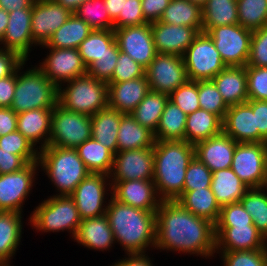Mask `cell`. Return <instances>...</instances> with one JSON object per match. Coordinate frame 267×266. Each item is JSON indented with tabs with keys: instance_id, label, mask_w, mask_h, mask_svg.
<instances>
[{
	"instance_id": "6da1fadb",
	"label": "cell",
	"mask_w": 267,
	"mask_h": 266,
	"mask_svg": "<svg viewBox=\"0 0 267 266\" xmlns=\"http://www.w3.org/2000/svg\"><path fill=\"white\" fill-rule=\"evenodd\" d=\"M155 249L211 259L216 257L215 225L176 200H162L156 211Z\"/></svg>"
},
{
	"instance_id": "7a4b0ae2",
	"label": "cell",
	"mask_w": 267,
	"mask_h": 266,
	"mask_svg": "<svg viewBox=\"0 0 267 266\" xmlns=\"http://www.w3.org/2000/svg\"><path fill=\"white\" fill-rule=\"evenodd\" d=\"M105 215L115 242L122 246L125 256L146 254V250L155 249L156 212L134 208L110 196Z\"/></svg>"
},
{
	"instance_id": "3957f363",
	"label": "cell",
	"mask_w": 267,
	"mask_h": 266,
	"mask_svg": "<svg viewBox=\"0 0 267 266\" xmlns=\"http://www.w3.org/2000/svg\"><path fill=\"white\" fill-rule=\"evenodd\" d=\"M154 176L158 196L176 200L184 188L185 174L195 156V147L185 140L155 141Z\"/></svg>"
},
{
	"instance_id": "277c9868",
	"label": "cell",
	"mask_w": 267,
	"mask_h": 266,
	"mask_svg": "<svg viewBox=\"0 0 267 266\" xmlns=\"http://www.w3.org/2000/svg\"><path fill=\"white\" fill-rule=\"evenodd\" d=\"M38 163L54 184L57 196H69L90 173L75 148L48 145L39 151Z\"/></svg>"
},
{
	"instance_id": "5b68a950",
	"label": "cell",
	"mask_w": 267,
	"mask_h": 266,
	"mask_svg": "<svg viewBox=\"0 0 267 266\" xmlns=\"http://www.w3.org/2000/svg\"><path fill=\"white\" fill-rule=\"evenodd\" d=\"M26 62L16 71L11 108L17 114L35 109H53L58 104V88L36 65L24 71Z\"/></svg>"
},
{
	"instance_id": "8992f818",
	"label": "cell",
	"mask_w": 267,
	"mask_h": 266,
	"mask_svg": "<svg viewBox=\"0 0 267 266\" xmlns=\"http://www.w3.org/2000/svg\"><path fill=\"white\" fill-rule=\"evenodd\" d=\"M30 227L37 232L70 233L74 239L82 219L75 202L70 196L50 195L31 212Z\"/></svg>"
},
{
	"instance_id": "52a82bcc",
	"label": "cell",
	"mask_w": 267,
	"mask_h": 266,
	"mask_svg": "<svg viewBox=\"0 0 267 266\" xmlns=\"http://www.w3.org/2000/svg\"><path fill=\"white\" fill-rule=\"evenodd\" d=\"M58 104L65 110L93 116L108 107V84L89 74L76 77L58 88Z\"/></svg>"
},
{
	"instance_id": "ba28073f",
	"label": "cell",
	"mask_w": 267,
	"mask_h": 266,
	"mask_svg": "<svg viewBox=\"0 0 267 266\" xmlns=\"http://www.w3.org/2000/svg\"><path fill=\"white\" fill-rule=\"evenodd\" d=\"M188 80H212L226 65L213 40L200 32L183 54Z\"/></svg>"
},
{
	"instance_id": "9c48e42d",
	"label": "cell",
	"mask_w": 267,
	"mask_h": 266,
	"mask_svg": "<svg viewBox=\"0 0 267 266\" xmlns=\"http://www.w3.org/2000/svg\"><path fill=\"white\" fill-rule=\"evenodd\" d=\"M91 137V116L65 110L59 104L53 108L48 145L76 148Z\"/></svg>"
},
{
	"instance_id": "30bf717a",
	"label": "cell",
	"mask_w": 267,
	"mask_h": 266,
	"mask_svg": "<svg viewBox=\"0 0 267 266\" xmlns=\"http://www.w3.org/2000/svg\"><path fill=\"white\" fill-rule=\"evenodd\" d=\"M231 169L249 188L267 186V143H237Z\"/></svg>"
},
{
	"instance_id": "8fae6325",
	"label": "cell",
	"mask_w": 267,
	"mask_h": 266,
	"mask_svg": "<svg viewBox=\"0 0 267 266\" xmlns=\"http://www.w3.org/2000/svg\"><path fill=\"white\" fill-rule=\"evenodd\" d=\"M109 195L112 196L110 177L106 174L89 173L69 196L84 220L105 215Z\"/></svg>"
},
{
	"instance_id": "7c38bea8",
	"label": "cell",
	"mask_w": 267,
	"mask_h": 266,
	"mask_svg": "<svg viewBox=\"0 0 267 266\" xmlns=\"http://www.w3.org/2000/svg\"><path fill=\"white\" fill-rule=\"evenodd\" d=\"M252 33L240 24L213 27L207 32L226 66L247 65Z\"/></svg>"
},
{
	"instance_id": "4fadbf2b",
	"label": "cell",
	"mask_w": 267,
	"mask_h": 266,
	"mask_svg": "<svg viewBox=\"0 0 267 266\" xmlns=\"http://www.w3.org/2000/svg\"><path fill=\"white\" fill-rule=\"evenodd\" d=\"M38 162L28 163L19 171L0 174V211L22 213L24 202L35 187Z\"/></svg>"
},
{
	"instance_id": "5bb4252c",
	"label": "cell",
	"mask_w": 267,
	"mask_h": 266,
	"mask_svg": "<svg viewBox=\"0 0 267 266\" xmlns=\"http://www.w3.org/2000/svg\"><path fill=\"white\" fill-rule=\"evenodd\" d=\"M43 48L49 49V53L36 66L57 88L76 77L87 74V67L78 49Z\"/></svg>"
},
{
	"instance_id": "9a60e30c",
	"label": "cell",
	"mask_w": 267,
	"mask_h": 266,
	"mask_svg": "<svg viewBox=\"0 0 267 266\" xmlns=\"http://www.w3.org/2000/svg\"><path fill=\"white\" fill-rule=\"evenodd\" d=\"M149 89L170 95L187 80L183 57L158 53L145 69Z\"/></svg>"
},
{
	"instance_id": "2e32d148",
	"label": "cell",
	"mask_w": 267,
	"mask_h": 266,
	"mask_svg": "<svg viewBox=\"0 0 267 266\" xmlns=\"http://www.w3.org/2000/svg\"><path fill=\"white\" fill-rule=\"evenodd\" d=\"M153 147L117 152L109 175L111 184L118 181L153 180Z\"/></svg>"
},
{
	"instance_id": "e0dca14e",
	"label": "cell",
	"mask_w": 267,
	"mask_h": 266,
	"mask_svg": "<svg viewBox=\"0 0 267 266\" xmlns=\"http://www.w3.org/2000/svg\"><path fill=\"white\" fill-rule=\"evenodd\" d=\"M115 39L122 51L145 69L158 54L150 23L114 29Z\"/></svg>"
},
{
	"instance_id": "ac0fdd59",
	"label": "cell",
	"mask_w": 267,
	"mask_h": 266,
	"mask_svg": "<svg viewBox=\"0 0 267 266\" xmlns=\"http://www.w3.org/2000/svg\"><path fill=\"white\" fill-rule=\"evenodd\" d=\"M68 9L54 0L36 1L32 7L31 30L33 42L42 46L72 15Z\"/></svg>"
},
{
	"instance_id": "d6986e66",
	"label": "cell",
	"mask_w": 267,
	"mask_h": 266,
	"mask_svg": "<svg viewBox=\"0 0 267 266\" xmlns=\"http://www.w3.org/2000/svg\"><path fill=\"white\" fill-rule=\"evenodd\" d=\"M8 13V25L0 41V48L16 52L28 61L32 47H37L32 38V7L17 9Z\"/></svg>"
},
{
	"instance_id": "ffe728a7",
	"label": "cell",
	"mask_w": 267,
	"mask_h": 266,
	"mask_svg": "<svg viewBox=\"0 0 267 266\" xmlns=\"http://www.w3.org/2000/svg\"><path fill=\"white\" fill-rule=\"evenodd\" d=\"M112 197L126 205L156 212L162 199L153 180H129L112 183Z\"/></svg>"
},
{
	"instance_id": "44dd1931",
	"label": "cell",
	"mask_w": 267,
	"mask_h": 266,
	"mask_svg": "<svg viewBox=\"0 0 267 266\" xmlns=\"http://www.w3.org/2000/svg\"><path fill=\"white\" fill-rule=\"evenodd\" d=\"M267 249V242L254 225L215 226V251Z\"/></svg>"
},
{
	"instance_id": "7402d4cb",
	"label": "cell",
	"mask_w": 267,
	"mask_h": 266,
	"mask_svg": "<svg viewBox=\"0 0 267 266\" xmlns=\"http://www.w3.org/2000/svg\"><path fill=\"white\" fill-rule=\"evenodd\" d=\"M154 44L160 54L183 56L202 28L166 24L161 21L150 23Z\"/></svg>"
},
{
	"instance_id": "603a6c76",
	"label": "cell",
	"mask_w": 267,
	"mask_h": 266,
	"mask_svg": "<svg viewBox=\"0 0 267 266\" xmlns=\"http://www.w3.org/2000/svg\"><path fill=\"white\" fill-rule=\"evenodd\" d=\"M236 144V141L222 132L196 143L195 156L212 172L231 168Z\"/></svg>"
},
{
	"instance_id": "cb8c5ba5",
	"label": "cell",
	"mask_w": 267,
	"mask_h": 266,
	"mask_svg": "<svg viewBox=\"0 0 267 266\" xmlns=\"http://www.w3.org/2000/svg\"><path fill=\"white\" fill-rule=\"evenodd\" d=\"M222 132L237 143L259 142L252 108L247 103L229 106L222 122Z\"/></svg>"
},
{
	"instance_id": "d4e9b609",
	"label": "cell",
	"mask_w": 267,
	"mask_h": 266,
	"mask_svg": "<svg viewBox=\"0 0 267 266\" xmlns=\"http://www.w3.org/2000/svg\"><path fill=\"white\" fill-rule=\"evenodd\" d=\"M147 76L108 84V106L123 114H131L149 91Z\"/></svg>"
},
{
	"instance_id": "484cf974",
	"label": "cell",
	"mask_w": 267,
	"mask_h": 266,
	"mask_svg": "<svg viewBox=\"0 0 267 266\" xmlns=\"http://www.w3.org/2000/svg\"><path fill=\"white\" fill-rule=\"evenodd\" d=\"M52 112L53 109H35L17 114V130L39 151L49 144Z\"/></svg>"
},
{
	"instance_id": "4316f807",
	"label": "cell",
	"mask_w": 267,
	"mask_h": 266,
	"mask_svg": "<svg viewBox=\"0 0 267 266\" xmlns=\"http://www.w3.org/2000/svg\"><path fill=\"white\" fill-rule=\"evenodd\" d=\"M74 241L98 252L109 251L116 243L106 215L82 220Z\"/></svg>"
},
{
	"instance_id": "83f0119b",
	"label": "cell",
	"mask_w": 267,
	"mask_h": 266,
	"mask_svg": "<svg viewBox=\"0 0 267 266\" xmlns=\"http://www.w3.org/2000/svg\"><path fill=\"white\" fill-rule=\"evenodd\" d=\"M212 80L228 106L246 103L249 99L246 66H226Z\"/></svg>"
},
{
	"instance_id": "f1b7e54d",
	"label": "cell",
	"mask_w": 267,
	"mask_h": 266,
	"mask_svg": "<svg viewBox=\"0 0 267 266\" xmlns=\"http://www.w3.org/2000/svg\"><path fill=\"white\" fill-rule=\"evenodd\" d=\"M22 215L23 213L0 211V264H10L19 250L24 231Z\"/></svg>"
},
{
	"instance_id": "f546056e",
	"label": "cell",
	"mask_w": 267,
	"mask_h": 266,
	"mask_svg": "<svg viewBox=\"0 0 267 266\" xmlns=\"http://www.w3.org/2000/svg\"><path fill=\"white\" fill-rule=\"evenodd\" d=\"M123 113L109 106L91 116L92 138L108 148L114 155L118 152V129Z\"/></svg>"
},
{
	"instance_id": "4dcf8cb0",
	"label": "cell",
	"mask_w": 267,
	"mask_h": 266,
	"mask_svg": "<svg viewBox=\"0 0 267 266\" xmlns=\"http://www.w3.org/2000/svg\"><path fill=\"white\" fill-rule=\"evenodd\" d=\"M211 189L221 207L240 202L249 187L240 180L231 168L212 172Z\"/></svg>"
},
{
	"instance_id": "1f68e13d",
	"label": "cell",
	"mask_w": 267,
	"mask_h": 266,
	"mask_svg": "<svg viewBox=\"0 0 267 266\" xmlns=\"http://www.w3.org/2000/svg\"><path fill=\"white\" fill-rule=\"evenodd\" d=\"M154 132L140 125L131 114H123L118 129V152L154 147Z\"/></svg>"
},
{
	"instance_id": "d6a6232c",
	"label": "cell",
	"mask_w": 267,
	"mask_h": 266,
	"mask_svg": "<svg viewBox=\"0 0 267 266\" xmlns=\"http://www.w3.org/2000/svg\"><path fill=\"white\" fill-rule=\"evenodd\" d=\"M223 120L214 113L203 109L187 115L184 140L195 145L222 133Z\"/></svg>"
},
{
	"instance_id": "836d02e7",
	"label": "cell",
	"mask_w": 267,
	"mask_h": 266,
	"mask_svg": "<svg viewBox=\"0 0 267 266\" xmlns=\"http://www.w3.org/2000/svg\"><path fill=\"white\" fill-rule=\"evenodd\" d=\"M176 201L194 215L217 223L221 208L211 187L183 192Z\"/></svg>"
},
{
	"instance_id": "e575fe53",
	"label": "cell",
	"mask_w": 267,
	"mask_h": 266,
	"mask_svg": "<svg viewBox=\"0 0 267 266\" xmlns=\"http://www.w3.org/2000/svg\"><path fill=\"white\" fill-rule=\"evenodd\" d=\"M93 29L74 13L68 20L53 33L46 44L39 47L51 48H73L77 49L79 44L88 37Z\"/></svg>"
},
{
	"instance_id": "d590c367",
	"label": "cell",
	"mask_w": 267,
	"mask_h": 266,
	"mask_svg": "<svg viewBox=\"0 0 267 266\" xmlns=\"http://www.w3.org/2000/svg\"><path fill=\"white\" fill-rule=\"evenodd\" d=\"M239 24L237 0H207L202 7V32L213 27Z\"/></svg>"
},
{
	"instance_id": "8d00e7d4",
	"label": "cell",
	"mask_w": 267,
	"mask_h": 266,
	"mask_svg": "<svg viewBox=\"0 0 267 266\" xmlns=\"http://www.w3.org/2000/svg\"><path fill=\"white\" fill-rule=\"evenodd\" d=\"M76 151L90 173L110 175L114 154L94 138H89Z\"/></svg>"
},
{
	"instance_id": "74e56055",
	"label": "cell",
	"mask_w": 267,
	"mask_h": 266,
	"mask_svg": "<svg viewBox=\"0 0 267 266\" xmlns=\"http://www.w3.org/2000/svg\"><path fill=\"white\" fill-rule=\"evenodd\" d=\"M187 115L172 101L168 100L160 117L155 140H184Z\"/></svg>"
},
{
	"instance_id": "f35d334b",
	"label": "cell",
	"mask_w": 267,
	"mask_h": 266,
	"mask_svg": "<svg viewBox=\"0 0 267 266\" xmlns=\"http://www.w3.org/2000/svg\"><path fill=\"white\" fill-rule=\"evenodd\" d=\"M159 21L178 26L202 28V8L188 0H171Z\"/></svg>"
},
{
	"instance_id": "ab89813d",
	"label": "cell",
	"mask_w": 267,
	"mask_h": 266,
	"mask_svg": "<svg viewBox=\"0 0 267 266\" xmlns=\"http://www.w3.org/2000/svg\"><path fill=\"white\" fill-rule=\"evenodd\" d=\"M168 100V94L149 90L131 115L140 125L155 132Z\"/></svg>"
},
{
	"instance_id": "60d3db41",
	"label": "cell",
	"mask_w": 267,
	"mask_h": 266,
	"mask_svg": "<svg viewBox=\"0 0 267 266\" xmlns=\"http://www.w3.org/2000/svg\"><path fill=\"white\" fill-rule=\"evenodd\" d=\"M117 46L114 30H93L78 46L83 63L88 68L103 54Z\"/></svg>"
},
{
	"instance_id": "b9f144b4",
	"label": "cell",
	"mask_w": 267,
	"mask_h": 266,
	"mask_svg": "<svg viewBox=\"0 0 267 266\" xmlns=\"http://www.w3.org/2000/svg\"><path fill=\"white\" fill-rule=\"evenodd\" d=\"M245 211L251 215L254 226L267 235V186L249 188L240 200Z\"/></svg>"
},
{
	"instance_id": "7bdbcfd3",
	"label": "cell",
	"mask_w": 267,
	"mask_h": 266,
	"mask_svg": "<svg viewBox=\"0 0 267 266\" xmlns=\"http://www.w3.org/2000/svg\"><path fill=\"white\" fill-rule=\"evenodd\" d=\"M74 14L93 30H114V21L109 16L104 0H87Z\"/></svg>"
},
{
	"instance_id": "ee69618b",
	"label": "cell",
	"mask_w": 267,
	"mask_h": 266,
	"mask_svg": "<svg viewBox=\"0 0 267 266\" xmlns=\"http://www.w3.org/2000/svg\"><path fill=\"white\" fill-rule=\"evenodd\" d=\"M239 24L251 31L267 24V0H237Z\"/></svg>"
},
{
	"instance_id": "f6af8a7d",
	"label": "cell",
	"mask_w": 267,
	"mask_h": 266,
	"mask_svg": "<svg viewBox=\"0 0 267 266\" xmlns=\"http://www.w3.org/2000/svg\"><path fill=\"white\" fill-rule=\"evenodd\" d=\"M198 101L200 109L214 113L222 120L229 108L213 80L198 81Z\"/></svg>"
},
{
	"instance_id": "bcb514c9",
	"label": "cell",
	"mask_w": 267,
	"mask_h": 266,
	"mask_svg": "<svg viewBox=\"0 0 267 266\" xmlns=\"http://www.w3.org/2000/svg\"><path fill=\"white\" fill-rule=\"evenodd\" d=\"M0 151L21 155L28 163L38 162L39 150L18 130L0 137Z\"/></svg>"
},
{
	"instance_id": "7dc6e473",
	"label": "cell",
	"mask_w": 267,
	"mask_h": 266,
	"mask_svg": "<svg viewBox=\"0 0 267 266\" xmlns=\"http://www.w3.org/2000/svg\"><path fill=\"white\" fill-rule=\"evenodd\" d=\"M223 266H267V249L249 251H215Z\"/></svg>"
},
{
	"instance_id": "c3c4849f",
	"label": "cell",
	"mask_w": 267,
	"mask_h": 266,
	"mask_svg": "<svg viewBox=\"0 0 267 266\" xmlns=\"http://www.w3.org/2000/svg\"><path fill=\"white\" fill-rule=\"evenodd\" d=\"M169 100L186 115L200 109L198 101V81L187 80L169 95Z\"/></svg>"
},
{
	"instance_id": "681fc988",
	"label": "cell",
	"mask_w": 267,
	"mask_h": 266,
	"mask_svg": "<svg viewBox=\"0 0 267 266\" xmlns=\"http://www.w3.org/2000/svg\"><path fill=\"white\" fill-rule=\"evenodd\" d=\"M211 182L212 171L194 156L186 170L183 192L211 187Z\"/></svg>"
},
{
	"instance_id": "f907efd6",
	"label": "cell",
	"mask_w": 267,
	"mask_h": 266,
	"mask_svg": "<svg viewBox=\"0 0 267 266\" xmlns=\"http://www.w3.org/2000/svg\"><path fill=\"white\" fill-rule=\"evenodd\" d=\"M118 57L119 47L117 45L112 51L103 54L94 61L87 68V74L107 84L111 83V78L114 73Z\"/></svg>"
},
{
	"instance_id": "816d5d0a",
	"label": "cell",
	"mask_w": 267,
	"mask_h": 266,
	"mask_svg": "<svg viewBox=\"0 0 267 266\" xmlns=\"http://www.w3.org/2000/svg\"><path fill=\"white\" fill-rule=\"evenodd\" d=\"M248 98L267 101V67L246 66Z\"/></svg>"
},
{
	"instance_id": "f5cc1de1",
	"label": "cell",
	"mask_w": 267,
	"mask_h": 266,
	"mask_svg": "<svg viewBox=\"0 0 267 266\" xmlns=\"http://www.w3.org/2000/svg\"><path fill=\"white\" fill-rule=\"evenodd\" d=\"M246 66L267 67V24L253 31Z\"/></svg>"
},
{
	"instance_id": "db71d44e",
	"label": "cell",
	"mask_w": 267,
	"mask_h": 266,
	"mask_svg": "<svg viewBox=\"0 0 267 266\" xmlns=\"http://www.w3.org/2000/svg\"><path fill=\"white\" fill-rule=\"evenodd\" d=\"M143 76H145V68L126 53L119 51L111 82H125Z\"/></svg>"
},
{
	"instance_id": "11a10c76",
	"label": "cell",
	"mask_w": 267,
	"mask_h": 266,
	"mask_svg": "<svg viewBox=\"0 0 267 266\" xmlns=\"http://www.w3.org/2000/svg\"><path fill=\"white\" fill-rule=\"evenodd\" d=\"M254 225L251 215L248 214L241 202L221 207L220 215L215 226Z\"/></svg>"
},
{
	"instance_id": "9f6ffc18",
	"label": "cell",
	"mask_w": 267,
	"mask_h": 266,
	"mask_svg": "<svg viewBox=\"0 0 267 266\" xmlns=\"http://www.w3.org/2000/svg\"><path fill=\"white\" fill-rule=\"evenodd\" d=\"M147 23L145 21L141 0H124L123 15H118L114 20V29L126 26H139Z\"/></svg>"
},
{
	"instance_id": "6f0895ef",
	"label": "cell",
	"mask_w": 267,
	"mask_h": 266,
	"mask_svg": "<svg viewBox=\"0 0 267 266\" xmlns=\"http://www.w3.org/2000/svg\"><path fill=\"white\" fill-rule=\"evenodd\" d=\"M246 103L255 114L256 128L259 130V142L267 143V101L248 99Z\"/></svg>"
},
{
	"instance_id": "680465c9",
	"label": "cell",
	"mask_w": 267,
	"mask_h": 266,
	"mask_svg": "<svg viewBox=\"0 0 267 266\" xmlns=\"http://www.w3.org/2000/svg\"><path fill=\"white\" fill-rule=\"evenodd\" d=\"M25 61L16 52L0 48V79L13 75Z\"/></svg>"
},
{
	"instance_id": "91938a15",
	"label": "cell",
	"mask_w": 267,
	"mask_h": 266,
	"mask_svg": "<svg viewBox=\"0 0 267 266\" xmlns=\"http://www.w3.org/2000/svg\"><path fill=\"white\" fill-rule=\"evenodd\" d=\"M171 0H141L142 12L147 23L159 21Z\"/></svg>"
},
{
	"instance_id": "94428289",
	"label": "cell",
	"mask_w": 267,
	"mask_h": 266,
	"mask_svg": "<svg viewBox=\"0 0 267 266\" xmlns=\"http://www.w3.org/2000/svg\"><path fill=\"white\" fill-rule=\"evenodd\" d=\"M28 162L12 152L0 151V174L16 172L24 168Z\"/></svg>"
},
{
	"instance_id": "6125c7cd",
	"label": "cell",
	"mask_w": 267,
	"mask_h": 266,
	"mask_svg": "<svg viewBox=\"0 0 267 266\" xmlns=\"http://www.w3.org/2000/svg\"><path fill=\"white\" fill-rule=\"evenodd\" d=\"M16 87V72L0 79V107L10 108Z\"/></svg>"
},
{
	"instance_id": "be15d7a7",
	"label": "cell",
	"mask_w": 267,
	"mask_h": 266,
	"mask_svg": "<svg viewBox=\"0 0 267 266\" xmlns=\"http://www.w3.org/2000/svg\"><path fill=\"white\" fill-rule=\"evenodd\" d=\"M16 130L17 113L11 107H0V137Z\"/></svg>"
},
{
	"instance_id": "e7e4bbea",
	"label": "cell",
	"mask_w": 267,
	"mask_h": 266,
	"mask_svg": "<svg viewBox=\"0 0 267 266\" xmlns=\"http://www.w3.org/2000/svg\"><path fill=\"white\" fill-rule=\"evenodd\" d=\"M124 258L116 260V262L109 266H154L152 263L154 260L150 259L148 252L147 254L127 255Z\"/></svg>"
},
{
	"instance_id": "03108f58",
	"label": "cell",
	"mask_w": 267,
	"mask_h": 266,
	"mask_svg": "<svg viewBox=\"0 0 267 266\" xmlns=\"http://www.w3.org/2000/svg\"><path fill=\"white\" fill-rule=\"evenodd\" d=\"M35 0H0V7L7 12L33 7Z\"/></svg>"
},
{
	"instance_id": "003e7915",
	"label": "cell",
	"mask_w": 267,
	"mask_h": 266,
	"mask_svg": "<svg viewBox=\"0 0 267 266\" xmlns=\"http://www.w3.org/2000/svg\"><path fill=\"white\" fill-rule=\"evenodd\" d=\"M104 4L113 21L118 15H123L124 0H104Z\"/></svg>"
},
{
	"instance_id": "a7ac6f4b",
	"label": "cell",
	"mask_w": 267,
	"mask_h": 266,
	"mask_svg": "<svg viewBox=\"0 0 267 266\" xmlns=\"http://www.w3.org/2000/svg\"><path fill=\"white\" fill-rule=\"evenodd\" d=\"M57 4H60L70 12L74 13L77 8L85 3L87 0H54Z\"/></svg>"
},
{
	"instance_id": "89a4df30",
	"label": "cell",
	"mask_w": 267,
	"mask_h": 266,
	"mask_svg": "<svg viewBox=\"0 0 267 266\" xmlns=\"http://www.w3.org/2000/svg\"><path fill=\"white\" fill-rule=\"evenodd\" d=\"M9 13L0 7V41L2 40L7 25H8Z\"/></svg>"
},
{
	"instance_id": "2644e50d",
	"label": "cell",
	"mask_w": 267,
	"mask_h": 266,
	"mask_svg": "<svg viewBox=\"0 0 267 266\" xmlns=\"http://www.w3.org/2000/svg\"><path fill=\"white\" fill-rule=\"evenodd\" d=\"M194 4L199 5L201 8L205 5L207 0H188Z\"/></svg>"
},
{
	"instance_id": "8c879c8a",
	"label": "cell",
	"mask_w": 267,
	"mask_h": 266,
	"mask_svg": "<svg viewBox=\"0 0 267 266\" xmlns=\"http://www.w3.org/2000/svg\"><path fill=\"white\" fill-rule=\"evenodd\" d=\"M0 266H13L11 264H0Z\"/></svg>"
}]
</instances>
